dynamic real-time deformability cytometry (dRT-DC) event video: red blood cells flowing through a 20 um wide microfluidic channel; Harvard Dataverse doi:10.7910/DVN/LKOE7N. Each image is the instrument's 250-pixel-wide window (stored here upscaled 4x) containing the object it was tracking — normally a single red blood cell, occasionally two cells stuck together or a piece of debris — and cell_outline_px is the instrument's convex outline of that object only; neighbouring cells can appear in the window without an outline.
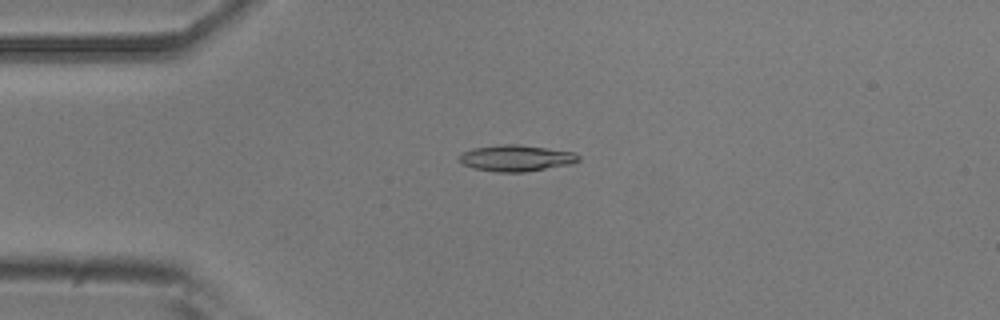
{"species": "common noctule bat (a hibernating species)", "species_latin": "Nyctalus noctula", "temperature_condition": "room temperature", "stored_images_in_passage": 52, "camera_frame_rate_fps": 3000, "um_per_image_px": 0.085, "animal": {"sex": "male", "body_mass_g": 20.5, "forearm_length_mm": 52.5}, "frame": {"image": 1, "passage_image": 13, "time_ms": 4.0, "image_size_px": [1000, 320], "cell_outline_px": [[580, 160], [572, 164], [524, 172], [496, 172], [472, 168], [460, 164], [456, 160], [464, 152], [472, 148], [504, 144], [520, 144], [572, 152], [580, 156]], "centroid_in_image_um": [43.83, 13.45], "position_along_channel_um": 41.2, "area_um2": 18.38}}
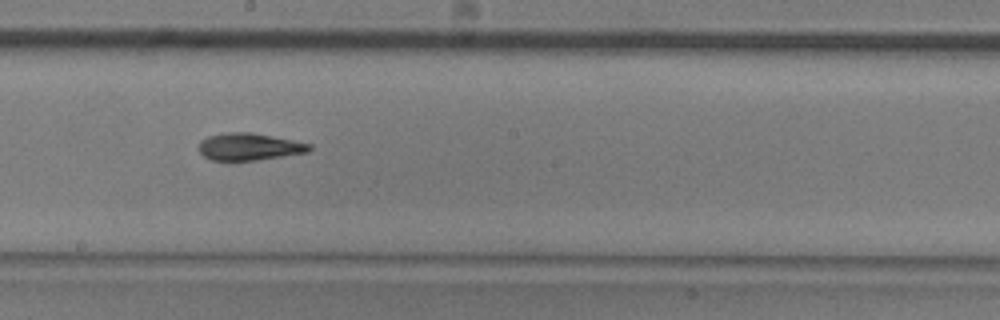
{"frame": {"image": 2, "passage_image": 29, "time_ms": 9.333, "image_size_px": [1000, 320], "cell_outline_px": [[312, 148], [308, 152], [256, 160], [212, 160], [204, 156], [200, 152], [200, 140], [208, 136], [228, 132], [252, 132], [312, 144]], "centroid_in_image_um": [21.19, 12.46], "position_along_channel_um": 227.0, "area_um2": 17.34}}
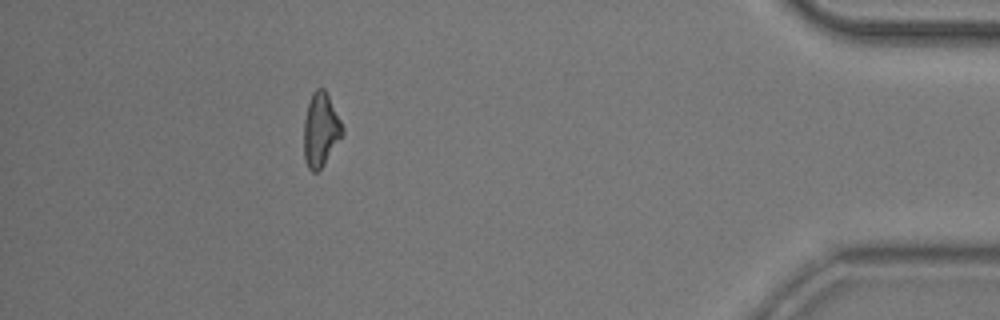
{"frame": {"image": 3, "passage_image": 47, "time_ms": 15.333, "image_size_px": [1000, 320], "cell_outline_px": [[344, 132], [324, 164], [316, 172], [312, 172], [308, 168], [304, 160], [304, 120], [308, 104], [312, 92], [316, 88], [324, 88], [344, 128]], "centroid_in_image_um": [27.24, 11.04], "position_along_channel_um": 408.0, "area_um2": 16.36}, "authors_computed_cell_mechanics": {"area_um2": 17.3689, "velocity_mm_per_s": 3.9026, "shape_relaxation_time_tau1_ms": 4.9948, "shape_relaxation_time_tau2_ms": 4.207, "deformation_change_tau1": 0.1484, "deformation_change_tau2": 0.1157}}